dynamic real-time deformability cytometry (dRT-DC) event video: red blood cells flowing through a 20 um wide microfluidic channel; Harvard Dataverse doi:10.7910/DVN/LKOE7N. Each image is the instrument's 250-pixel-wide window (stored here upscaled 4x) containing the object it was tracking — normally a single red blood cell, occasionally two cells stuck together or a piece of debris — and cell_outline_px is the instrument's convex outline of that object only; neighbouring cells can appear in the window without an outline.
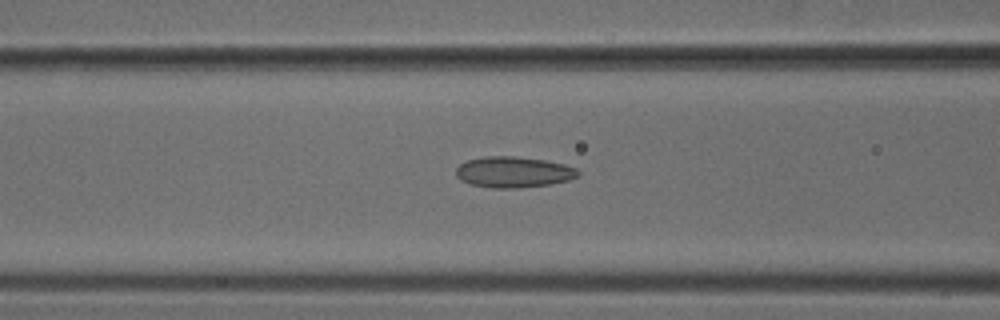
{"species": "common noctule bat (a hibernating species)", "species_latin": "Nyctalus noctula", "temperature_condition": "cold", "stored_images_in_passage": 50, "camera_frame_rate_fps": 3000, "um_per_image_px": 0.085, "animal": {"sex": "male", "body_mass_g": 18.8}, "frame": {"image": 1, "passage_image": 20, "time_ms": 6.333, "image_size_px": [1000, 320], "cell_outline_px": [[580, 176], [568, 180], [548, 184], [516, 188], [492, 188], [468, 184], [460, 180], [456, 176], [456, 168], [460, 164], [468, 160], [484, 156], [516, 156], [544, 160], [564, 164], [576, 168], [580, 172]], "centroid_in_image_um": [43.63, 14.62], "position_along_channel_um": 123.0, "area_um2": 22.08}}
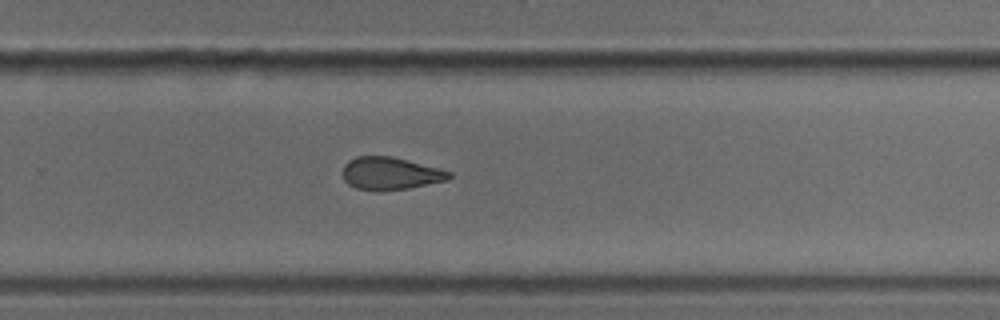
{"frame": {"image": 2, "passage_image": 33, "time_ms": 10.667, "image_size_px": [1000, 320], "cell_outline_px": [[452, 176], [448, 180], [408, 188], [376, 192], [356, 188], [348, 184], [344, 180], [344, 164], [348, 160], [356, 156], [392, 156], [440, 168], [452, 172]], "centroid_in_image_um": [33.19, 14.75], "position_along_channel_um": 296.6, "area_um2": 20.4}}
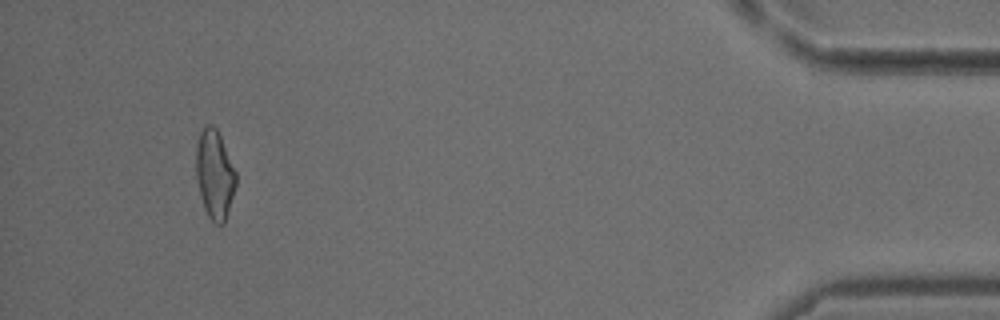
{"frame": {"image": 3, "passage_image": 47, "time_ms": 15.333, "image_size_px": [1000, 320], "cell_outline_px": [[236, 184], [228, 212], [224, 224], [216, 224], [208, 216], [204, 208], [200, 196], [196, 180], [196, 144], [200, 132], [204, 124], [212, 124], [216, 128], [220, 136], [236, 172]], "centroid_in_image_um": [18.23, 14.81], "position_along_channel_um": 417.0, "area_um2": 20.69}}